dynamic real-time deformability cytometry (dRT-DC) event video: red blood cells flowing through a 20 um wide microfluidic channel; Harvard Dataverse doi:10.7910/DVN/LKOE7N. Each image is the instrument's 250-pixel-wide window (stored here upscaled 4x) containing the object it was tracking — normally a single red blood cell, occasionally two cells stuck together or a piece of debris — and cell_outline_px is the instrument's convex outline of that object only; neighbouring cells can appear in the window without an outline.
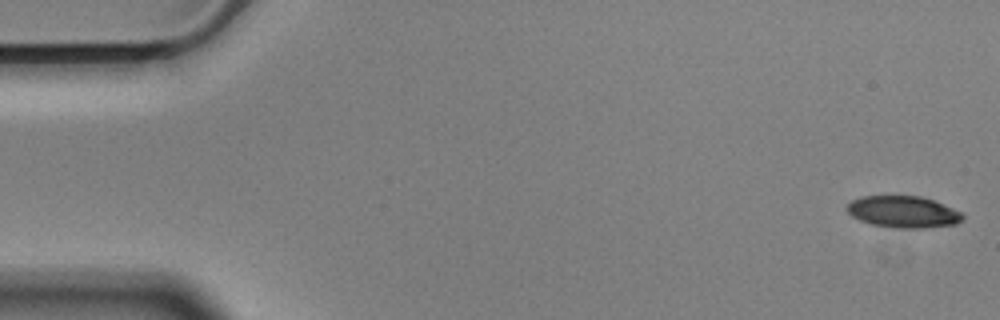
{"species": "Egyptian fruit bat (a non-hibernating species)", "species_latin": "Rousettus aegyptiacus", "temperature_condition": "cold", "stored_images_in_passage": 57, "camera_frame_rate_fps": 3000, "um_per_image_px": 0.085, "animal": {"sex": "male"}, "frame": {"image": 1, "passage_image": 1, "time_ms": 0.0, "image_size_px": [1000, 320], "cell_outline_px": [[964, 220], [956, 224], [924, 228], [896, 228], [868, 224], [852, 216], [848, 212], [848, 204], [852, 200], [860, 196], [920, 196], [932, 200], [952, 208], [960, 212], [964, 216]], "centroid_in_image_um": [76.77, 18.02], "position_along_channel_um": 8.2, "area_um2": 21.33}}
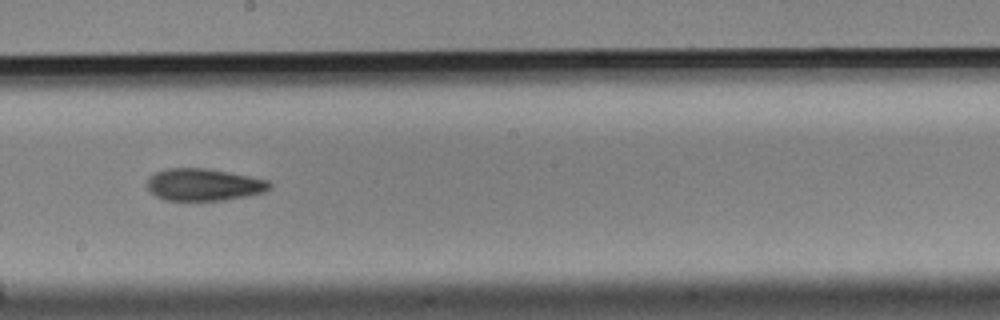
{"frame": {"image": 2, "passage_image": 31, "time_ms": 10.0, "image_size_px": [1000, 320], "cell_outline_px": [[272, 188], [264, 192], [224, 200], [164, 200], [156, 196], [148, 188], [148, 176], [164, 168], [208, 168], [268, 180], [272, 184]], "centroid_in_image_um": [17.31, 15.69], "position_along_channel_um": 230.9, "area_um2": 22.89}}
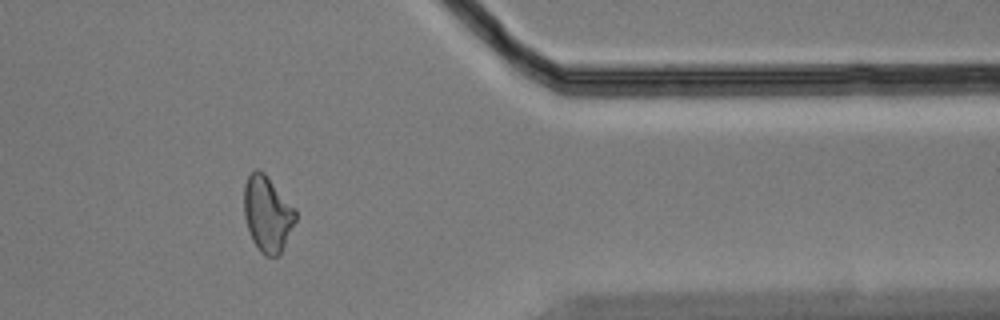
{"frame": {"image": 3, "passage_image": 46, "time_ms": 15.0, "image_size_px": [1000, 320], "cell_outline_px": [[296, 220], [280, 256], [264, 256], [260, 252], [252, 240], [244, 216], [244, 184], [248, 176], [256, 168], [260, 168], [264, 172], [296, 208]], "centroid_in_image_um": [22.74, 18.18], "position_along_channel_um": 388.7, "area_um2": 23.0}, "authors_computed_cell_mechanics": {"area_um2": 23.0044, "velocity_mm_per_s": 3.5396, "shape_relaxation_time_tau1_ms": 5.8055, "shape_relaxation_time_tau2_ms": null, "deformation_change_tau1": 0.1479, "deformation_change_tau2": null}}